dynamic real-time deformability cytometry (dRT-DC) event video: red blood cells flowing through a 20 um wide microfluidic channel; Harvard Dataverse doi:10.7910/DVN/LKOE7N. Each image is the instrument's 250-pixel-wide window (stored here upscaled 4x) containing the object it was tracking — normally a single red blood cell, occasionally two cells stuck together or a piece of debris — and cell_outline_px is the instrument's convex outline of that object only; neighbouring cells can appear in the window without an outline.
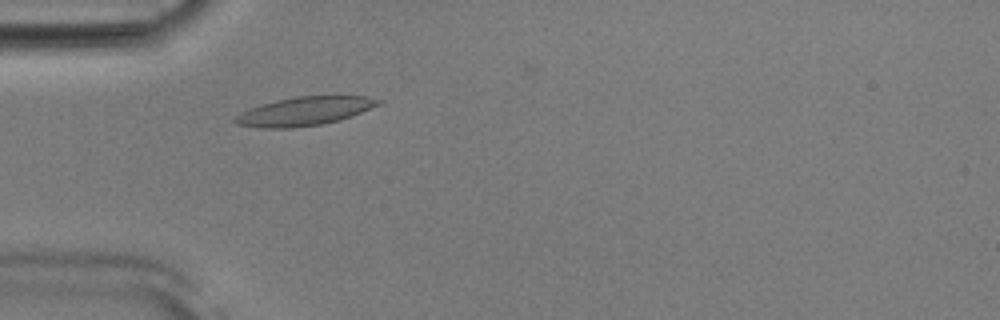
{"species": "Egyptian fruit bat (a non-hibernating species)", "species_latin": "Rousettus aegyptiacus", "temperature_condition": "room temperature", "stored_images_in_passage": 42, "camera_frame_rate_fps": 3000, "um_per_image_px": 0.085, "animal": {"sex": "male"}, "frame": {"image": 1, "passage_image": 5, "time_ms": 1.333, "image_size_px": [1000, 320], "cell_outline_px": [[384, 100], [380, 104], [352, 116], [320, 124], [292, 128], [260, 128], [236, 124], [232, 120], [240, 112], [276, 100], [296, 96], [364, 96]], "centroid_in_image_um": [25.87, 9.45], "position_along_channel_um": 59.1, "area_um2": 23.64}}
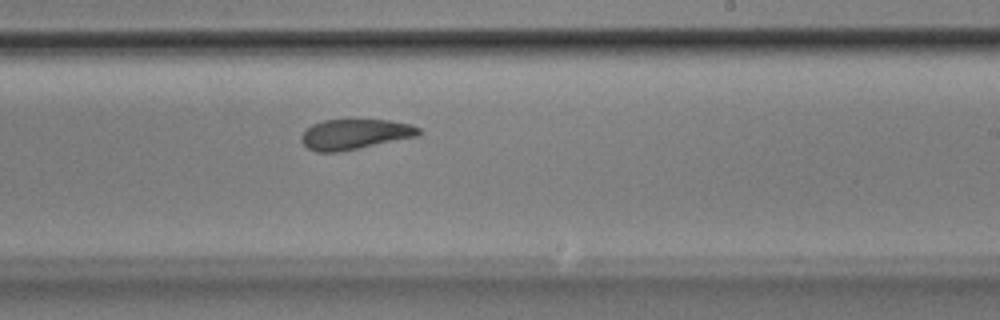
{"frame": {"image": 2, "passage_image": 21, "time_ms": 6.667, "image_size_px": [1000, 320], "cell_outline_px": [[420, 136], [336, 152], [316, 152], [308, 148], [300, 140], [300, 136], [312, 124], [324, 120], [388, 120], [412, 124], [420, 128]], "centroid_in_image_um": [30.18, 11.4], "position_along_channel_um": 258.8, "area_um2": 20.58}}
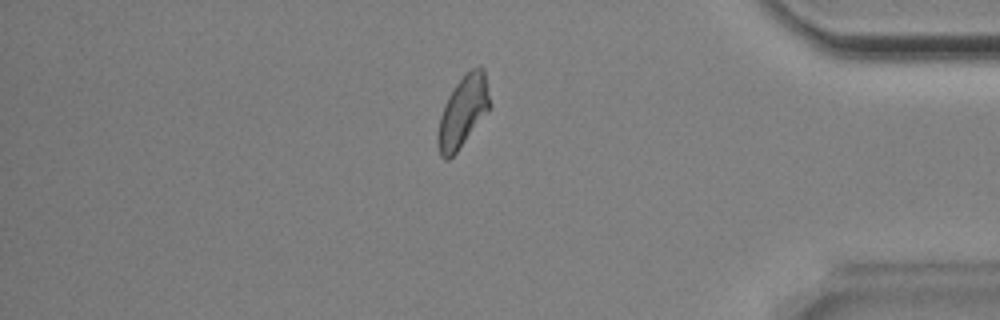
{"frame": {"image": 3, "passage_image": 34, "time_ms": 11.0, "image_size_px": [1000, 320], "cell_outline_px": [[492, 108], [456, 152], [448, 160], [444, 160], [440, 156], [436, 136], [440, 116], [444, 104], [448, 96], [456, 84], [472, 68], [480, 64], [484, 68], [492, 104]], "centroid_in_image_um": [39.38, 9.48], "position_along_channel_um": 395.8, "area_um2": 21.85}, "authors_computed_cell_mechanics": {"area_um2": 21.6461, "velocity_mm_per_s": 3.8293, "shape_relaxation_time_tau1_ms": 3.8789, "shape_relaxation_time_tau2_ms": 4.2017, "deformation_change_tau1": 0.1556, "deformation_change_tau2": 0.126}}